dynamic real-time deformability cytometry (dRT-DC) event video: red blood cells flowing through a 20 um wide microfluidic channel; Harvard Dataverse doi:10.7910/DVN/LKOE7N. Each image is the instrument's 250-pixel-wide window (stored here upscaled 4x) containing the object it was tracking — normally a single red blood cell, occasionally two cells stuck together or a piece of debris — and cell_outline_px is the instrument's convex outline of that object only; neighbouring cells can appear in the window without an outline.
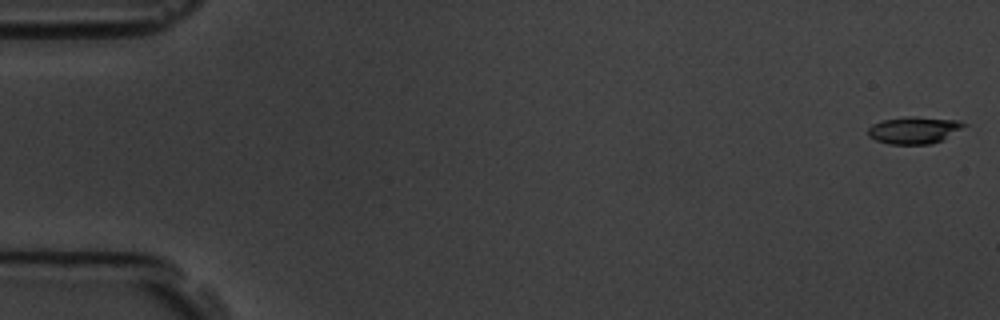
{"species": "common noctule bat (a hibernating species)", "species_latin": "Nyctalus noctula", "temperature_condition": "room temperature", "stored_images_in_passage": 5, "camera_frame_rate_fps": 3000, "um_per_image_px": 0.085, "animal": {"sex": "male", "body_mass_g": 19.5, "forearm_length_mm": 54.6}, "frame": {"image": 1, "passage_image": 1, "time_ms": 0.0, "image_size_px": [1000, 320], "cell_outline_px": [[968, 124], [944, 140], [932, 144], [888, 144], [876, 140], [868, 136], [868, 128], [872, 124], [880, 120], [908, 116], [912, 116], [960, 120]], "centroid_in_image_um": [77.7, 11.06], "position_along_channel_um": 7.3, "area_um2": 15.37}}
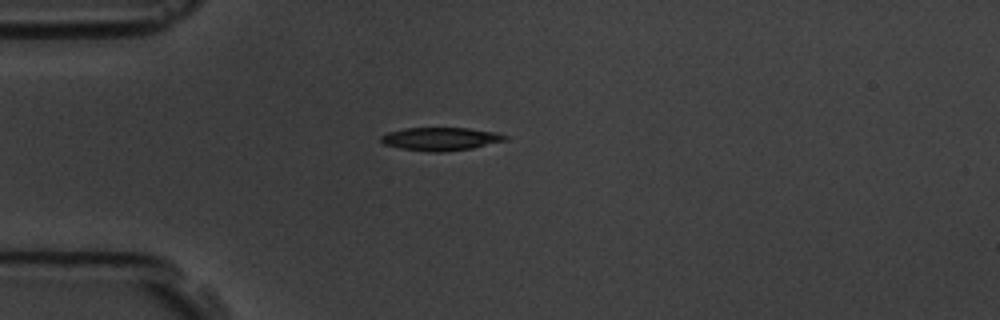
{"frame": {"image": 2, "passage_image": 5, "time_ms": 4.667, "image_size_px": [1000, 320], "cell_outline_px": [[508, 140], [472, 148], [444, 152], [432, 152], [400, 148], [384, 144], [380, 140], [380, 136], [388, 132], [404, 128], [468, 128], [496, 132], [508, 136]], "centroid_in_image_um": [37.46, 11.8], "position_along_channel_um": 47.5, "area_um2": 16.76}}